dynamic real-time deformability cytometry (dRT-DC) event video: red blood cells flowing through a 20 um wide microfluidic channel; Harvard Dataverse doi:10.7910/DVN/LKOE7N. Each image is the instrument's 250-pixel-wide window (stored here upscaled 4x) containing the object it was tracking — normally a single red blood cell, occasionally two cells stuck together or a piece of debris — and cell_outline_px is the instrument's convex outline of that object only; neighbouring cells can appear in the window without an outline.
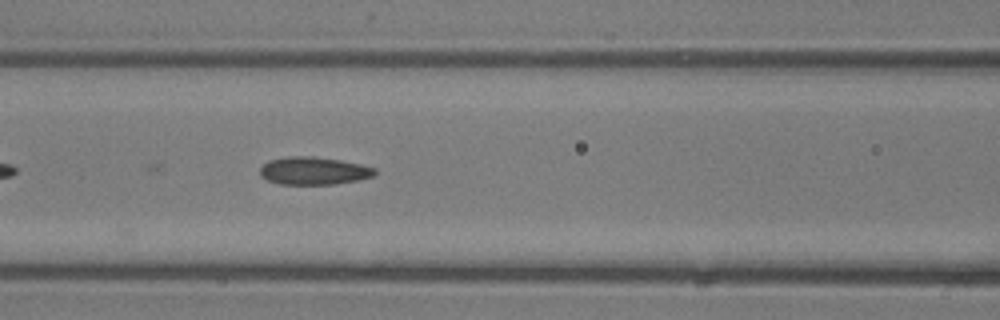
{"species": "common noctule bat (a hibernating species)", "species_latin": "Nyctalus noctula", "temperature_condition": "room temperature", "stored_images_in_passage": 20, "camera_frame_rate_fps": 3000, "um_per_image_px": 0.085, "animal": {"sex": "male", "body_mass_g": 13.3}, "frame": {"image": 1, "passage_image": 12, "time_ms": 3.667, "image_size_px": [1000, 320], "cell_outline_px": [[376, 172], [372, 176], [360, 180], [336, 184], [280, 184], [268, 180], [260, 176], [260, 168], [268, 160], [288, 156], [316, 156], [340, 160], [360, 164], [376, 168]], "centroid_in_image_um": [26.66, 14.51], "position_along_channel_um": 139.9, "area_um2": 18.67}}
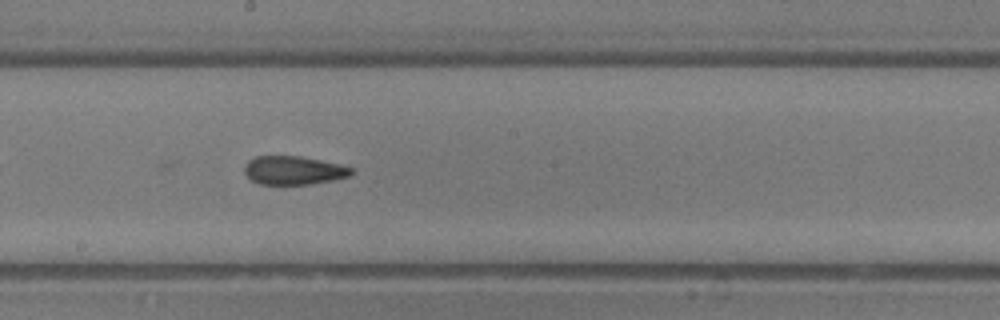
{"frame": {"image": 2, "passage_image": 17, "time_ms": 5.333, "image_size_px": [1000, 320], "cell_outline_px": [[352, 172], [348, 176], [332, 180], [312, 184], [260, 184], [252, 180], [244, 172], [244, 164], [248, 160], [256, 156], [300, 156], [340, 164], [352, 168]], "centroid_in_image_um": [24.92, 14.47], "position_along_channel_um": 223.3, "area_um2": 17.69}}
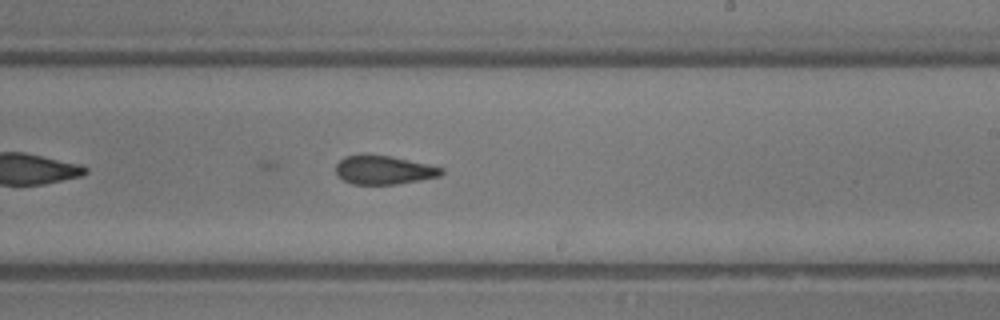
{"frame": {"image": 3, "passage_image": 19, "time_ms": 6.0, "image_size_px": [1000, 320], "cell_outline_px": [[444, 172], [440, 176], [396, 184], [352, 184], [336, 176], [336, 164], [344, 156], [392, 156], [428, 164], [444, 168]], "centroid_in_image_um": [32.63, 14.46], "position_along_channel_um": 256.4, "area_um2": 17.4}}